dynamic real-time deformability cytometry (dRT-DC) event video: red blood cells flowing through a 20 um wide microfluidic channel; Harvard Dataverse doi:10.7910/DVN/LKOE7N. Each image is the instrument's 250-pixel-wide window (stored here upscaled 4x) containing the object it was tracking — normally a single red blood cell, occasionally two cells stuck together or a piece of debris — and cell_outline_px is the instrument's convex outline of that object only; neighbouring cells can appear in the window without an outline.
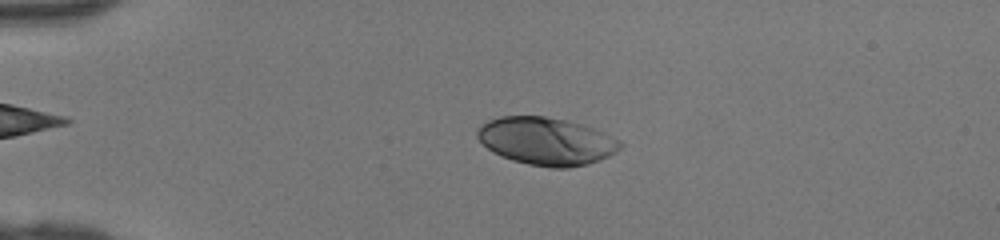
{"species": "human", "species_latin": "Homo sapiens", "temperature_condition": "room temperature", "stored_images_in_passage": 46, "camera_frame_rate_fps": 3000, "um_per_image_px": 0.085, "donor": {"sex": "female"}, "frame": {"image": 1, "passage_image": 11, "time_ms": 3.333, "image_size_px": [1000, 240], "cell_outline_px": [[624, 144], [616, 152], [600, 160], [588, 164], [568, 168], [552, 168], [528, 164], [512, 160], [500, 156], [492, 152], [476, 136], [476, 132], [480, 124], [488, 120], [500, 116], [544, 116], [568, 120], [592, 128], [620, 140]], "centroid_in_image_um": [46.42, 12.0], "position_along_channel_um": 38.6, "area_um2": 39.77}}
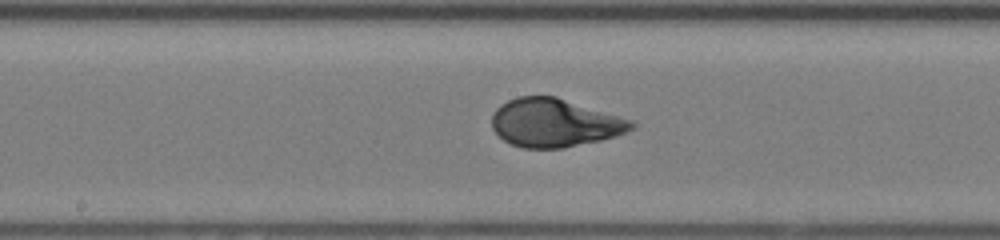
{"frame": {"image": 2, "passage_image": 25, "time_ms": 8.0, "image_size_px": [1000, 240], "cell_outline_px": [[636, 128], [628, 132], [616, 136], [600, 140], [564, 148], [524, 148], [512, 144], [504, 140], [492, 128], [492, 112], [500, 104], [516, 96], [556, 96], [632, 120], [636, 124]], "centroid_in_image_um": [47.15, 10.43], "position_along_channel_um": 201.1, "area_um2": 39.42}}
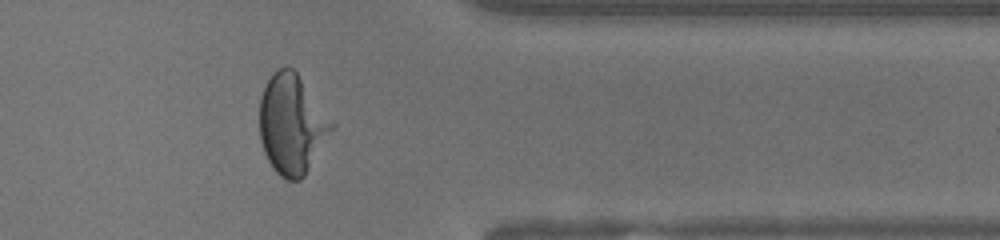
{"frame": {"image": 3, "passage_image": 38, "time_ms": 12.333, "image_size_px": [1000, 240], "cell_outline_px": [[336, 124], [304, 176], [300, 180], [288, 180], [280, 176], [272, 168], [264, 152], [260, 140], [260, 96], [272, 72], [280, 68], [292, 68], [296, 72]], "centroid_in_image_um": [24.8, 10.57], "position_along_channel_um": 386.6, "area_um2": 41.56}}